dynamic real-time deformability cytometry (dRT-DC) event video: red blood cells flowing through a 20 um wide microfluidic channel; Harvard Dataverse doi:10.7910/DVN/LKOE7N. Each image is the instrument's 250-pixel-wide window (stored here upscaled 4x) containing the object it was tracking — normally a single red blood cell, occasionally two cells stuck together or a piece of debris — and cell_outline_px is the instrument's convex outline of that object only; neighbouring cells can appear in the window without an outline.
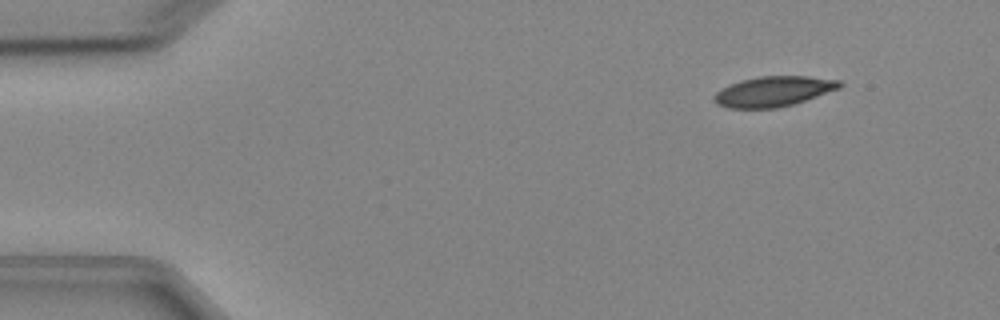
{"species": "Egyptian fruit bat (a non-hibernating species)", "species_latin": "Rousettus aegyptiacus", "temperature_condition": "cold", "stored_images_in_passage": 6, "camera_frame_rate_fps": 3000, "um_per_image_px": 0.085, "animal": {"sex": "female"}, "frame": {"image": 1, "passage_image": 2, "time_ms": 1.333, "image_size_px": [1000, 320], "cell_outline_px": [[844, 84], [840, 88], [792, 104], [776, 108], [728, 108], [716, 104], [712, 100], [712, 96], [720, 88], [728, 84], [740, 80], [760, 76], [808, 76], [840, 80]], "centroid_in_image_um": [65.69, 7.76], "position_along_channel_um": 19.3, "area_um2": 22.2}}